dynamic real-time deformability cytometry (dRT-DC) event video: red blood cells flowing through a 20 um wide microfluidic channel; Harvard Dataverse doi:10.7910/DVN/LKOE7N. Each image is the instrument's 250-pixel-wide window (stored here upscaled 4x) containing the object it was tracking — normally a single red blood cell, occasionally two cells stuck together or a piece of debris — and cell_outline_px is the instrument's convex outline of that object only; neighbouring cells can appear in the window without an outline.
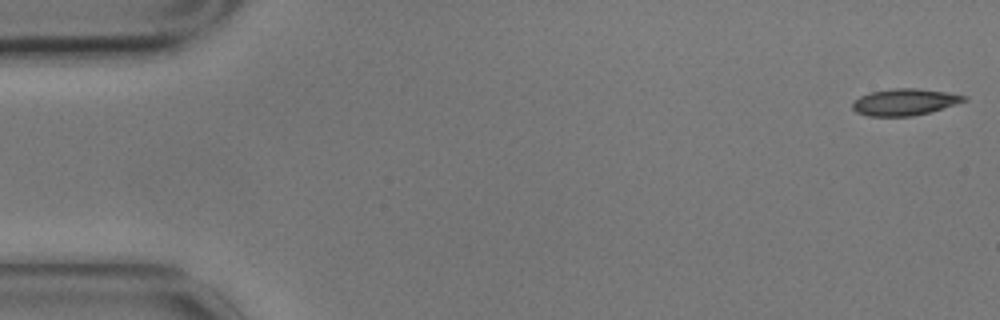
{"species": "common noctule bat (a hibernating species)", "species_latin": "Nyctalus noctula", "temperature_condition": "cold", "stored_images_in_passage": 57, "camera_frame_rate_fps": 3000, "um_per_image_px": 0.085, "animal": {"sex": "male", "body_mass_g": 17.9}, "frame": {"image": 1, "passage_image": 1, "time_ms": 0.0, "image_size_px": [1000, 320], "cell_outline_px": [[968, 100], [956, 104], [928, 112], [912, 116], [868, 116], [856, 112], [852, 108], [852, 104], [860, 96], [872, 92], [892, 88], [916, 88], [944, 92], [968, 96]], "centroid_in_image_um": [76.89, 8.67], "position_along_channel_um": 8.1, "area_um2": 17.11}}
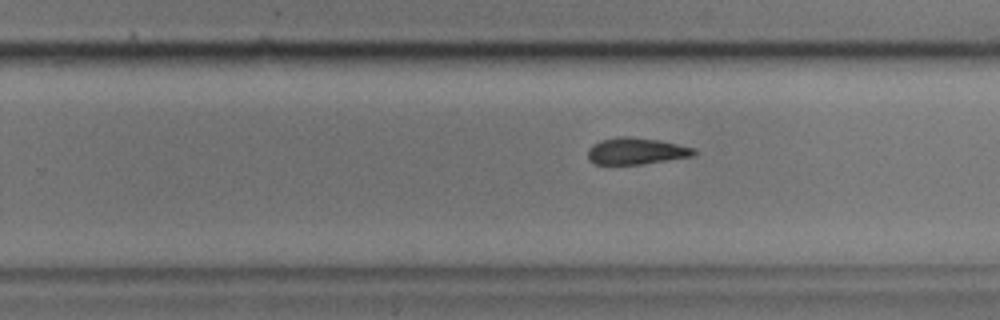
{"frame": {"image": 2, "passage_image": 35, "time_ms": 11.333, "image_size_px": [1000, 320], "cell_outline_px": [[696, 152], [692, 156], [668, 160], [640, 164], [596, 164], [588, 160], [588, 148], [592, 144], [600, 140], [616, 136], [628, 136], [660, 140], [696, 148]], "centroid_in_image_um": [54.05, 12.83], "position_along_channel_um": 275.8, "area_um2": 16.59}}
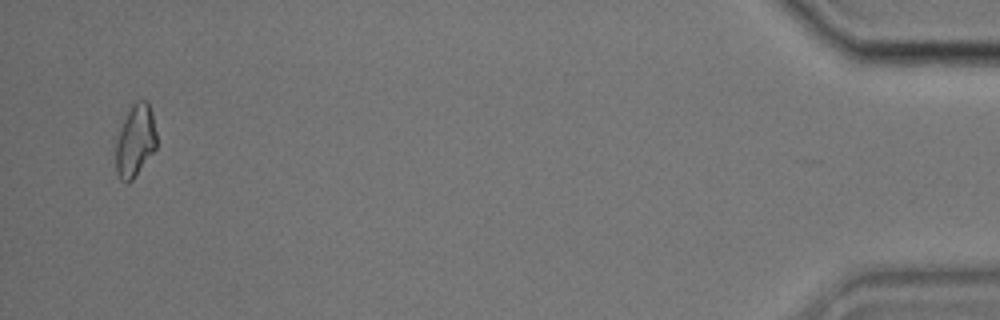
{"frame": {"image": 3, "passage_image": 55, "time_ms": 18.0, "image_size_px": [1000, 320], "cell_outline_px": [[156, 148], [132, 180], [128, 184], [120, 180], [116, 172], [112, 136], [132, 104], [136, 100], [148, 100], [152, 112], [156, 132]], "centroid_in_image_um": [11.41, 11.95], "position_along_channel_um": 423.8, "area_um2": 18.21}, "authors_computed_cell_mechanics": {"area_um2": 17.2822, "velocity_mm_per_s": 3.48, "shape_relaxation_time_tau1_ms": 4.5948, "shape_relaxation_time_tau2_ms": null, "deformation_change_tau1": 0.1086, "deformation_change_tau2": null}}